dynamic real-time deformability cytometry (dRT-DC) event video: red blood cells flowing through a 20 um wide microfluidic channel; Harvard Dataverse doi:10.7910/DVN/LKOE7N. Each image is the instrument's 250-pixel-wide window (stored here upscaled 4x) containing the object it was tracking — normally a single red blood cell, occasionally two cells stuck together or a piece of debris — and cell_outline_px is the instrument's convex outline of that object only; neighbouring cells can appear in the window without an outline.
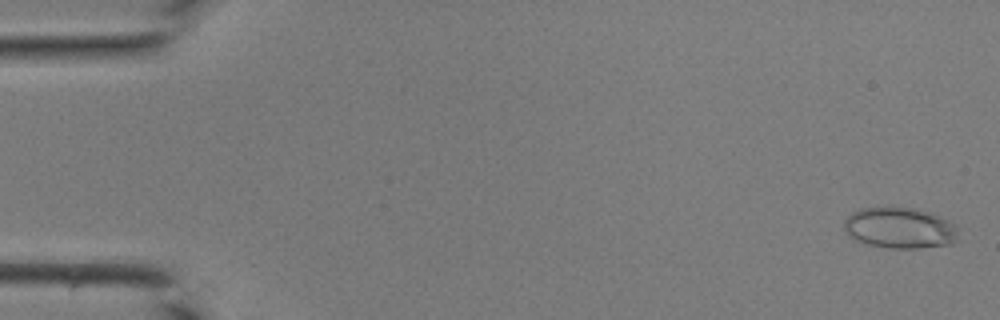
{"species": "common noctule bat (a hibernating species)", "species_latin": "Nyctalus noctula", "temperature_condition": "room temperature", "stored_images_in_passage": 43, "camera_frame_rate_fps": 3000, "um_per_image_px": 0.085, "animal": {"sex": "male", "body_mass_g": 19.0, "forearm_length_mm": 50.8}, "frame": {"image": 1, "passage_image": 1, "time_ms": 0.0, "image_size_px": [1000, 320], "cell_outline_px": [[956, 240], [948, 244], [916, 248], [892, 248], [868, 244], [856, 240], [848, 236], [844, 228], [844, 220], [852, 212], [860, 208], [892, 204], [916, 208], [940, 216], [956, 224]], "centroid_in_image_um": [76.43, 19.32], "position_along_channel_um": 8.6, "area_um2": 27.8}}
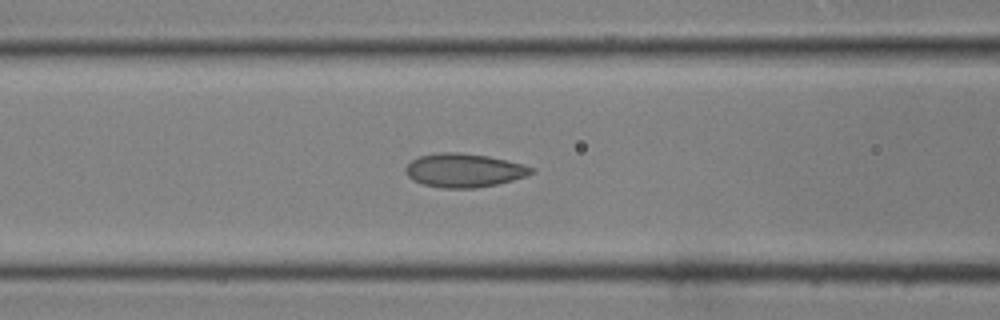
{"frame": {"image": 2, "passage_image": 18, "time_ms": 5.667, "image_size_px": [1000, 320], "cell_outline_px": [[536, 172], [512, 180], [496, 184], [476, 188], [440, 188], [424, 184], [412, 180], [404, 172], [404, 168], [412, 160], [420, 156], [440, 152], [460, 152], [488, 156], [524, 164], [536, 168]], "centroid_in_image_um": [39.44, 14.47], "position_along_channel_um": 127.2, "area_um2": 24.8}}
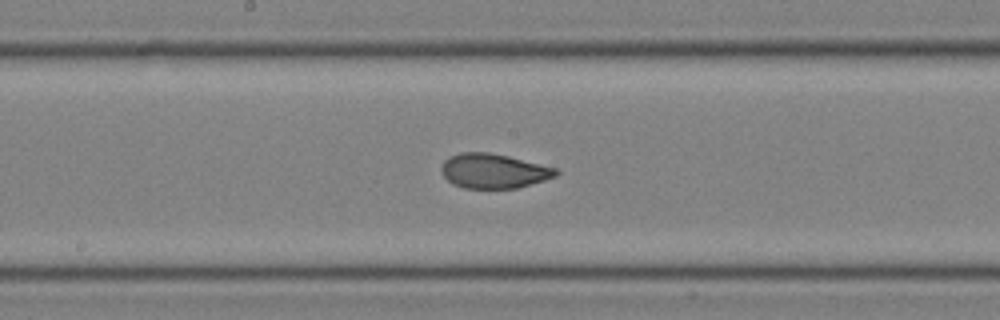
{"frame": {"image": 3, "passage_image": 23, "time_ms": 7.333, "image_size_px": [1000, 320], "cell_outline_px": [[560, 172], [556, 176], [544, 180], [516, 188], [464, 188], [452, 184], [444, 176], [440, 168], [444, 160], [448, 156], [460, 152], [488, 152], [508, 156], [560, 168]], "centroid_in_image_um": [41.97, 14.52], "position_along_channel_um": 206.2, "area_um2": 23.29}}